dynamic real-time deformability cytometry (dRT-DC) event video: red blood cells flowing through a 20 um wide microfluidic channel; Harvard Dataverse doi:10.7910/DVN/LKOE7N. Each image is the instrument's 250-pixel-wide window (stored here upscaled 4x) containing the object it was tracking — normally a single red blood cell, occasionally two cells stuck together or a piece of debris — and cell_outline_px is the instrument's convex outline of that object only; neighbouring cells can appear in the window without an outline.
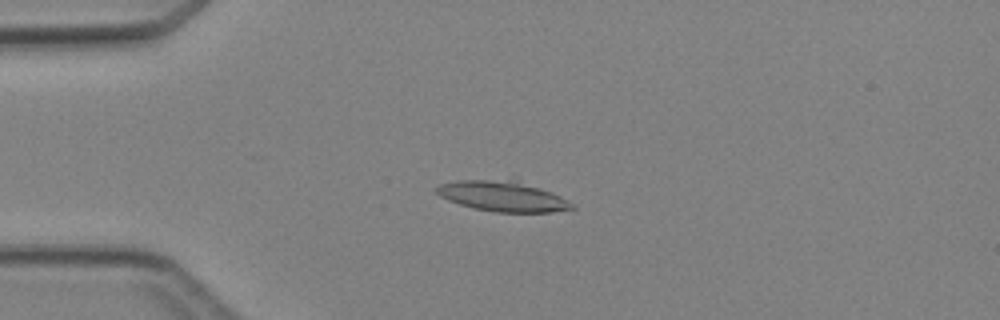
{"species": "Egyptian fruit bat (a non-hibernating species)", "species_latin": "Rousettus aegyptiacus", "temperature_condition": "cold", "stored_images_in_passage": 4, "camera_frame_rate_fps": 3000, "um_per_image_px": 0.085, "animal": {"sex": "female"}, "frame": {"image": 1, "passage_image": 2, "time_ms": 2.0, "image_size_px": [1000, 320], "cell_outline_px": [[576, 208], [548, 212], [496, 212], [472, 208], [448, 200], [440, 196], [432, 188], [440, 184], [460, 180], [508, 180], [552, 192], [576, 204]], "centroid_in_image_um": [42.69, 16.7], "position_along_channel_um": 42.3, "area_um2": 23.52}}
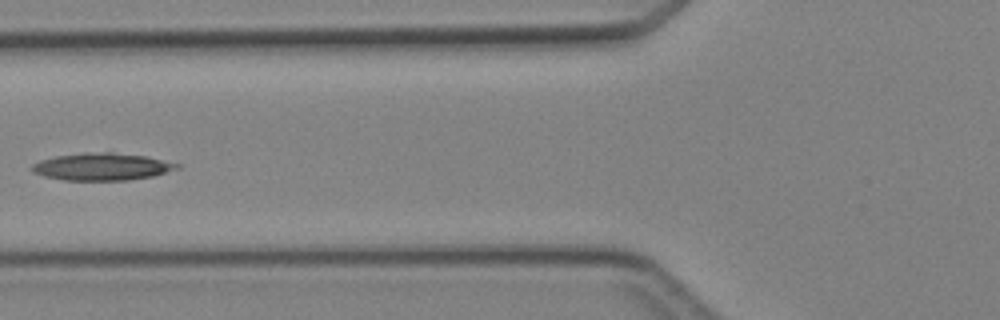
{"frame": {"image": 2, "passage_image": 4, "time_ms": 4.333, "image_size_px": [1000, 320], "cell_outline_px": [[180, 168], [152, 176], [128, 180], [64, 180], [44, 176], [32, 172], [32, 164], [40, 160], [56, 156], [84, 152], [112, 152], [144, 156], [180, 164]], "centroid_in_image_um": [8.64, 14.16], "position_along_channel_um": 117.2, "area_um2": 22.95}}